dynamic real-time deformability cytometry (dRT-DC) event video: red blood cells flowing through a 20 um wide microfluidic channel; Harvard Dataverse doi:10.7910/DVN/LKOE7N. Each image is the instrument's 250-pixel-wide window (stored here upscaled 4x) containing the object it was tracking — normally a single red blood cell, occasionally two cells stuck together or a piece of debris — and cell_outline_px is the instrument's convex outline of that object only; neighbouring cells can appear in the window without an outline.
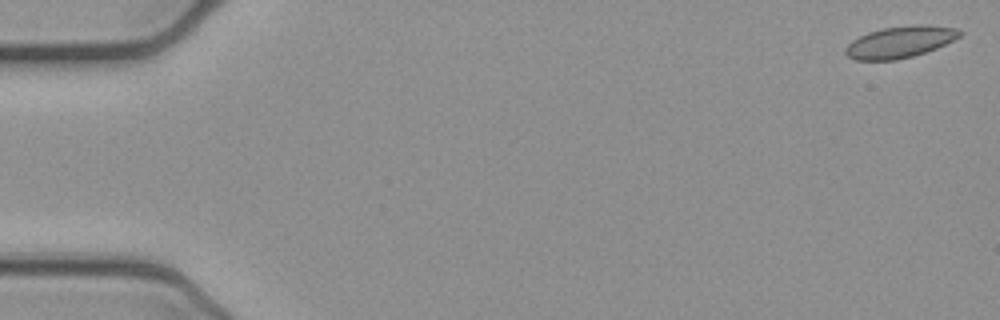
{"species": "common noctule bat (a hibernating species)", "species_latin": "Nyctalus noctula", "temperature_condition": "cold", "stored_images_in_passage": 53, "camera_frame_rate_fps": 3000, "um_per_image_px": 0.085, "animal": {"sex": "female", "body_mass_g": 21.9}, "frame": {"image": 1, "passage_image": 1, "time_ms": 0.0, "image_size_px": [1000, 320], "cell_outline_px": [[964, 32], [960, 36], [936, 48], [912, 56], [896, 60], [856, 60], [848, 56], [844, 52], [844, 48], [852, 40], [868, 32], [884, 28], [920, 24], [928, 24], [956, 28]], "centroid_in_image_um": [76.49, 3.56], "position_along_channel_um": 8.5, "area_um2": 20.92}}
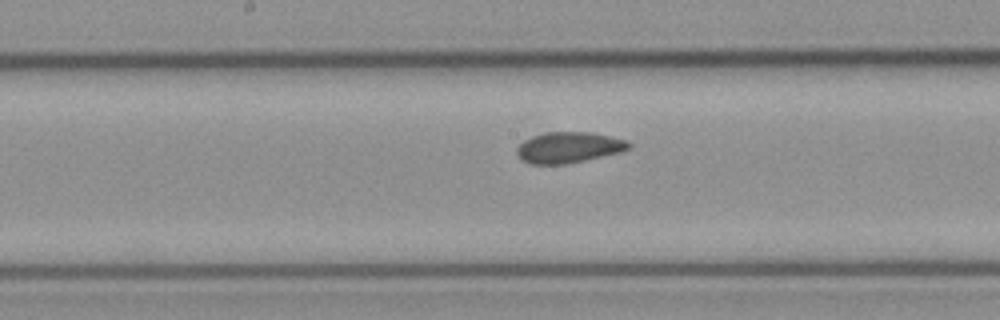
{"frame": {"image": 2, "passage_image": 27, "time_ms": 8.667, "image_size_px": [1000, 320], "cell_outline_px": [[632, 148], [620, 152], [584, 160], [564, 164], [528, 164], [520, 160], [516, 152], [516, 148], [524, 140], [532, 136], [544, 132], [592, 132], [628, 140], [632, 144]], "centroid_in_image_um": [48.33, 12.53], "position_along_channel_um": 199.9, "area_um2": 20.35}}
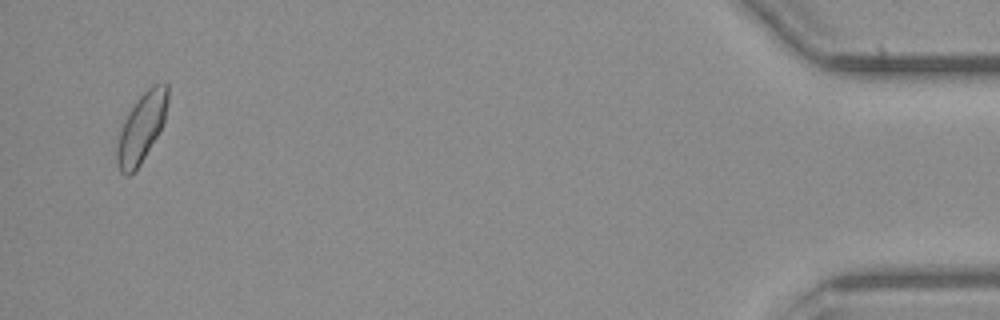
{"frame": {"image": 3, "passage_image": 51, "time_ms": 16.667, "image_size_px": [1000, 320], "cell_outline_px": [[168, 100], [164, 120], [160, 132], [140, 164], [128, 176], [124, 176], [120, 172], [116, 164], [116, 148], [120, 132], [124, 120], [128, 112], [140, 96], [152, 84], [168, 84]], "centroid_in_image_um": [12.02, 10.88], "position_along_channel_um": 423.2, "area_um2": 20.35}, "authors_computed_cell_mechanics": {"area_um2": 20.4034, "velocity_mm_per_s": 3.8733, "shape_relaxation_time_tau1_ms": null, "shape_relaxation_time_tau2_ms": 2.2935, "deformation_change_tau1": null, "deformation_change_tau2": 0.046}}